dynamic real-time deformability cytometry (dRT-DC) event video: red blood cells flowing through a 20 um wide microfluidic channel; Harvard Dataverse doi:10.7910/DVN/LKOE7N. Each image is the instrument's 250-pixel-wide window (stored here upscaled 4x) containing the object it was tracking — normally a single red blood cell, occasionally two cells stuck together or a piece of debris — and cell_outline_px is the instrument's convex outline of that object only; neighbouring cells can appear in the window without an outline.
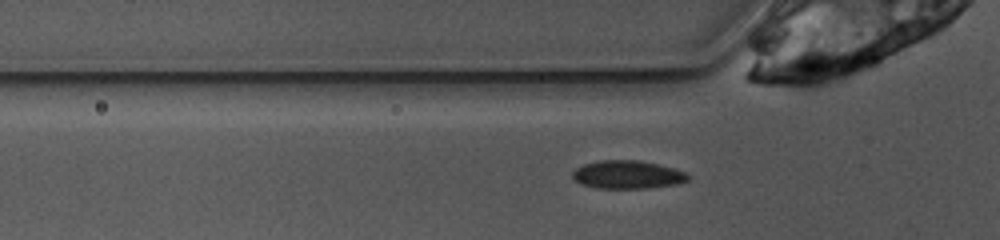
{"species": "common noctule bat (a hibernating species)", "species_latin": "Nyctalus noctula", "temperature_condition": "warm", "stored_images_in_passage": 39, "camera_frame_rate_fps": 3000, "um_per_image_px": 0.085, "animal": {"sex": "female", "body_mass_g": 10.0, "forearm_length_mm": 53.1}, "frame": {"image": 1, "passage_image": 3, "time_ms": 0.667, "image_size_px": [1000, 240], "cell_outline_px": [[692, 176], [688, 180], [676, 184], [648, 188], [596, 188], [580, 184], [572, 176], [572, 172], [576, 168], [584, 164], [600, 160], [640, 160], [660, 164], [688, 172]], "centroid_in_image_um": [53.38, 14.84], "position_along_channel_um": 72.4, "area_um2": 19.19}}
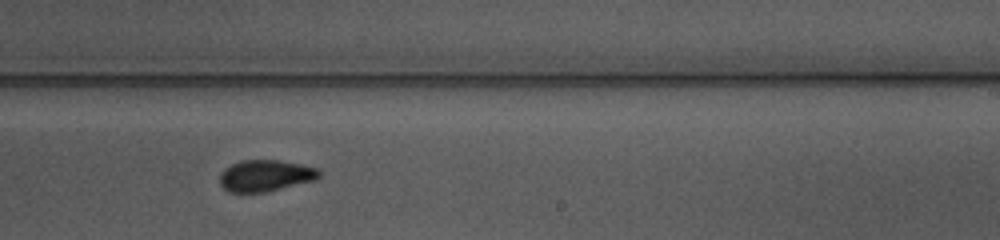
{"frame": {"image": 2, "passage_image": 18, "time_ms": 5.667, "image_size_px": [1000, 240], "cell_outline_px": [[320, 176], [316, 180], [268, 192], [228, 192], [220, 184], [220, 172], [224, 168], [240, 160], [280, 160], [320, 168]], "centroid_in_image_um": [22.58, 14.93], "position_along_channel_um": 266.4, "area_um2": 18.5}}
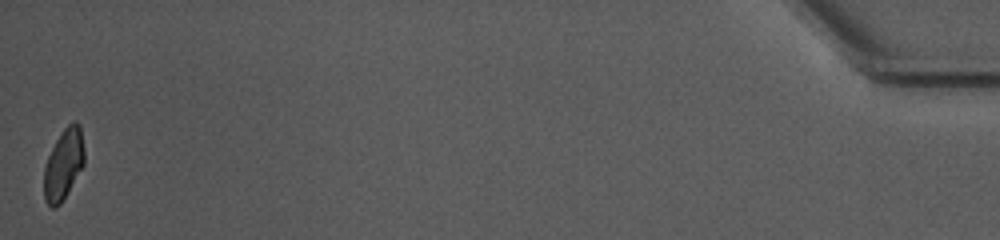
{"frame": {"image": 3, "passage_image": 39, "time_ms": 12.667, "image_size_px": [1000, 240], "cell_outline_px": [[84, 164], [60, 204], [56, 208], [52, 208], [44, 200], [44, 168], [48, 156], [56, 140], [64, 128], [72, 120], [76, 120], [80, 124], [84, 148]], "centroid_in_image_um": [5.4, 13.94], "position_along_channel_um": 429.8, "area_um2": 16.59}, "authors_computed_cell_mechanics": {"area_um2": 18.3804, "velocity_mm_per_s": 3.8606, "shape_relaxation_time_tau1_ms": null, "shape_relaxation_time_tau2_ms": 1.9821, "deformation_change_tau1": null, "deformation_change_tau2": 0.0377}}